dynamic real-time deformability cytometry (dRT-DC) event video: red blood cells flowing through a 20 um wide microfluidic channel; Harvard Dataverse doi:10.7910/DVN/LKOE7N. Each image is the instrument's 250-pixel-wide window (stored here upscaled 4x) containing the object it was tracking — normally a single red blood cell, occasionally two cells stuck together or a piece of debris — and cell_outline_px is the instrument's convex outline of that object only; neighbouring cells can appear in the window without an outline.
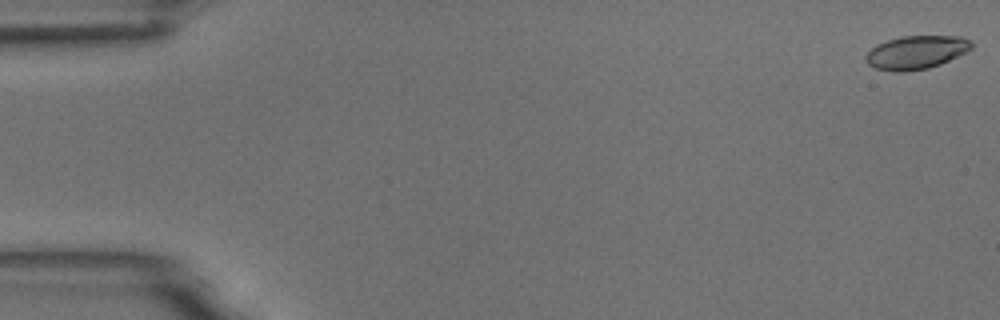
{"species": "common noctule bat (a hibernating species)", "species_latin": "Nyctalus noctula", "temperature_condition": "room temperature", "stored_images_in_passage": 11, "camera_frame_rate_fps": 3000, "um_per_image_px": 0.085, "animal": {"sex": "male", "body_mass_g": 18.8}, "frame": {"image": 1, "passage_image": 1, "time_ms": 0.0, "image_size_px": [1000, 320], "cell_outline_px": [[972, 48], [940, 64], [928, 68], [904, 72], [892, 72], [876, 68], [868, 64], [864, 60], [864, 56], [876, 44], [900, 36], [964, 36], [972, 44]], "centroid_in_image_um": [77.83, 4.45], "position_along_channel_um": 7.2, "area_um2": 20.52}}